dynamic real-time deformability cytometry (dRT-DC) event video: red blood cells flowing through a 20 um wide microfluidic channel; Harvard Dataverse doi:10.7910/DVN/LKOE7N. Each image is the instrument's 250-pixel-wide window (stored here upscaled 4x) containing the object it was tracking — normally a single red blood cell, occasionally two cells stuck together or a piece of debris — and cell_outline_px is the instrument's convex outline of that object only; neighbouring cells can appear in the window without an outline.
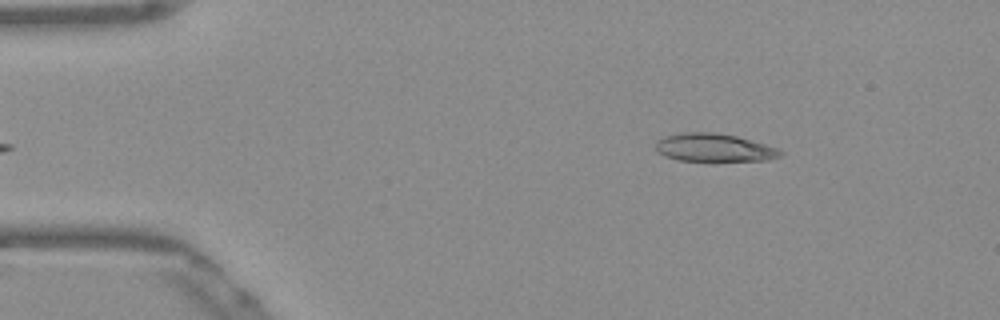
{"species": "Egyptian fruit bat (a non-hibernating species)", "species_latin": "Rousettus aegyptiacus", "temperature_condition": "warm", "stored_images_in_passage": 46, "camera_frame_rate_fps": 3000, "um_per_image_px": 0.085, "frame": {"image": 1, "passage_image": 2, "time_ms": 0.333, "image_size_px": [1000, 320], "cell_outline_px": [[784, 152], [780, 156], [768, 160], [680, 160], [664, 156], [656, 148], [656, 140], [680, 132], [712, 132], [736, 136], [780, 148]], "centroid_in_image_um": [60.73, 12.54], "position_along_channel_um": 24.3, "area_um2": 20.11}}
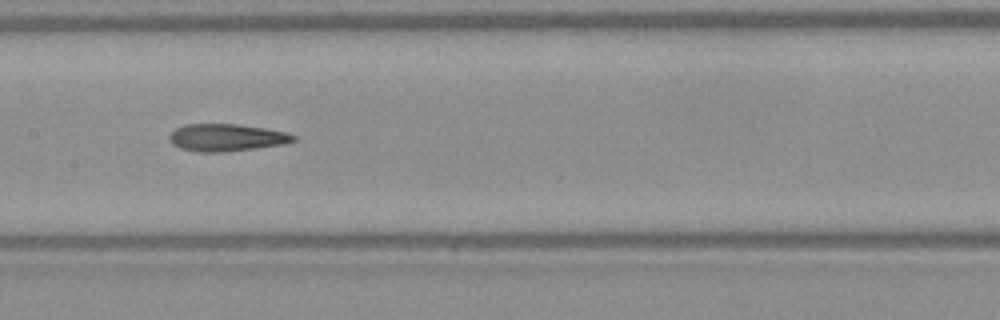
{"frame": {"image": 2, "passage_image": 20, "time_ms": 6.333, "image_size_px": [1000, 320], "cell_outline_px": [[296, 140], [280, 144], [256, 148], [224, 152], [200, 152], [180, 148], [172, 144], [168, 140], [168, 136], [176, 128], [184, 124], [236, 124], [264, 128], [288, 132], [296, 136]], "centroid_in_image_um": [19.22, 11.69], "position_along_channel_um": 188.2, "area_um2": 19.71}}
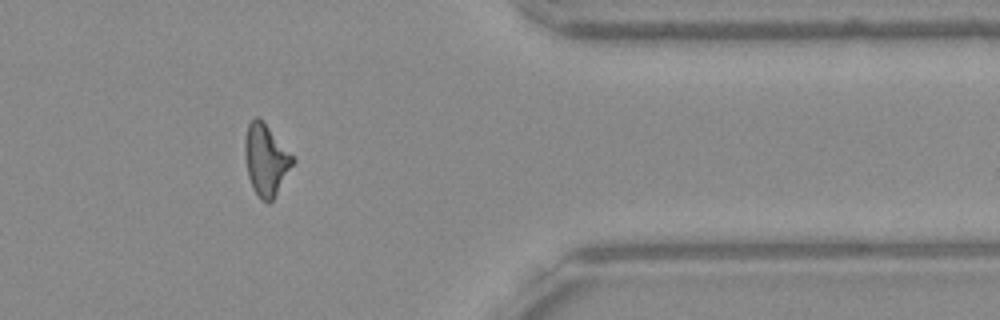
{"frame": {"image": 3, "passage_image": 37, "time_ms": 12.0, "image_size_px": [1000, 320], "cell_outline_px": [[296, 160], [272, 200], [268, 204], [260, 200], [252, 188], [248, 176], [244, 156], [244, 140], [248, 124], [256, 116], [268, 128]], "centroid_in_image_um": [22.57, 13.64], "position_along_channel_um": 388.8, "area_um2": 19.54}, "authors_computed_cell_mechanics": {"area_um2": 19.7965, "velocity_mm_per_s": 3.8976, "shape_relaxation_time_tau1_ms": null, "shape_relaxation_time_tau2_ms": 4.0488, "deformation_change_tau1": null, "deformation_change_tau2": 0.1409}}